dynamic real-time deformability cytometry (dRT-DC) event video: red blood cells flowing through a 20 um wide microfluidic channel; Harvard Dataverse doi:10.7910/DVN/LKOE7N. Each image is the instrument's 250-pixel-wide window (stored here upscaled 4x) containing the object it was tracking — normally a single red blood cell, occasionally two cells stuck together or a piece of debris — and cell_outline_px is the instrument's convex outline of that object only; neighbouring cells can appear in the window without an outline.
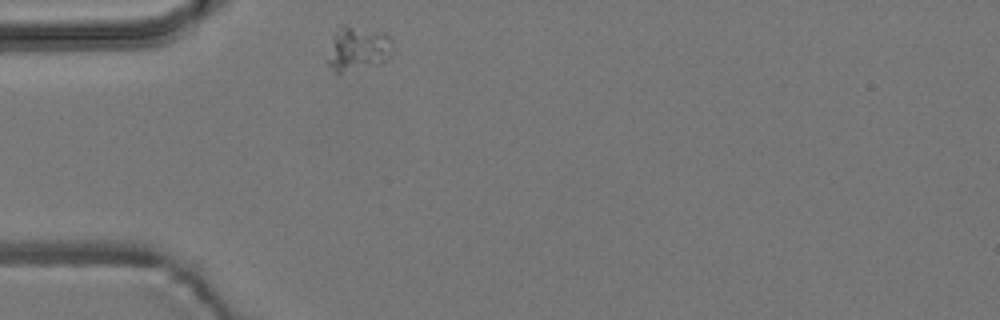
{"species": "common noctule bat (a hibernating species)", "species_latin": "Nyctalus noctula", "temperature_condition": "room temperature", "stored_images_in_passage": 1, "camera_frame_rate_fps": 3000, "um_per_image_px": 0.085, "animal": {"sex": "male", "body_mass_g": 19.2, "forearm_length_mm": 51.8}, "frame": {"image": 1, "passage_image": 1, "time_ms": 0.0, "image_size_px": [1000, 320], "cell_outline_px": [[392, 40], [388, 56], [380, 64], [340, 72], [336, 72], [324, 60], [332, 36], [340, 24], [344, 24], [380, 32], [388, 36]], "centroid_in_image_um": [30.31, 4.11], "position_along_channel_um": 54.7, "area_um2": 16.76}}